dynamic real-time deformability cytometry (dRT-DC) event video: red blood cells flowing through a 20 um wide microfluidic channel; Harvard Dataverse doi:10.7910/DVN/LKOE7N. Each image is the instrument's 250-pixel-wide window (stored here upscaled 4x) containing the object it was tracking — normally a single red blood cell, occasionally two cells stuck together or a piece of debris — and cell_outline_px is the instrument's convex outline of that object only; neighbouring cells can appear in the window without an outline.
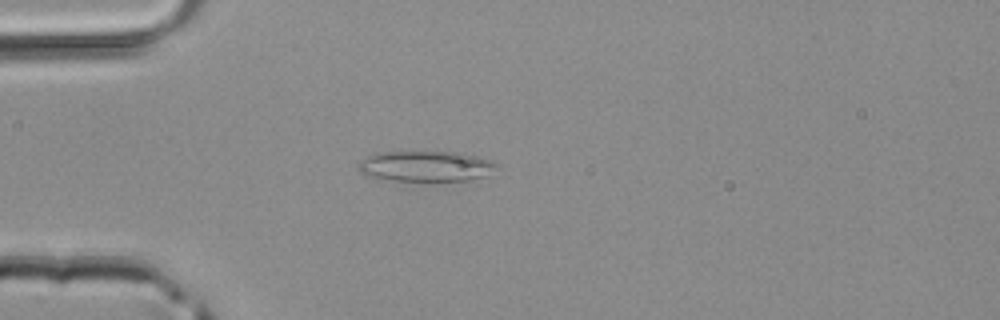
{"species": "common noctule bat (a hibernating species)", "species_latin": "Nyctalus noctula", "temperature_condition": "room temperature", "stored_images_in_passage": 2, "camera_frame_rate_fps": 3000, "um_per_image_px": 0.085, "animal": {"sex": "male", "body_mass_g": 20.4}, "frame": {"image": 1, "passage_image": 2, "time_ms": 0.333, "image_size_px": [1000, 320], "cell_outline_px": [[500, 164], [488, 176], [468, 180], [392, 180], [364, 176], [356, 168], [356, 164], [360, 160], [380, 152], [472, 152], [492, 160]], "centroid_in_image_um": [36.26, 14.11], "position_along_channel_um": 48.7, "area_um2": 25.09}}